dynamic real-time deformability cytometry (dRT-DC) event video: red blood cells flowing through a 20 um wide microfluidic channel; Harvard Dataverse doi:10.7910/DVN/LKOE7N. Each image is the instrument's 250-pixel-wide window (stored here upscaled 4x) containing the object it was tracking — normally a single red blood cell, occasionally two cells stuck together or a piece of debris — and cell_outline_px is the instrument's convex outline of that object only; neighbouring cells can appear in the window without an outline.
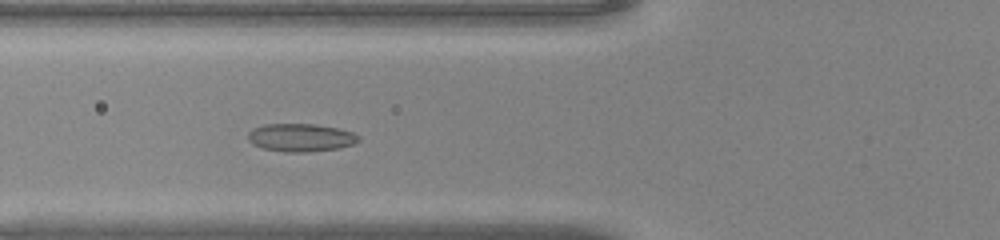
{"species": "common noctule bat (a hibernating species)", "species_latin": "Nyctalus noctula", "temperature_condition": "warm", "stored_images_in_passage": 39, "camera_frame_rate_fps": 3000, "um_per_image_px": 0.085, "animal": {"sex": "male", "body_mass_g": 20.0, "forearm_length_mm": 53.3}, "frame": {"image": 1, "passage_image": 11, "time_ms": 3.333, "image_size_px": [1000, 240], "cell_outline_px": [[360, 140], [352, 144], [340, 148], [304, 152], [284, 152], [264, 148], [252, 144], [248, 140], [248, 132], [252, 128], [264, 124], [316, 124], [340, 128], [352, 132], [360, 136]], "centroid_in_image_um": [25.56, 11.68], "position_along_channel_um": 100.2, "area_um2": 18.15}}
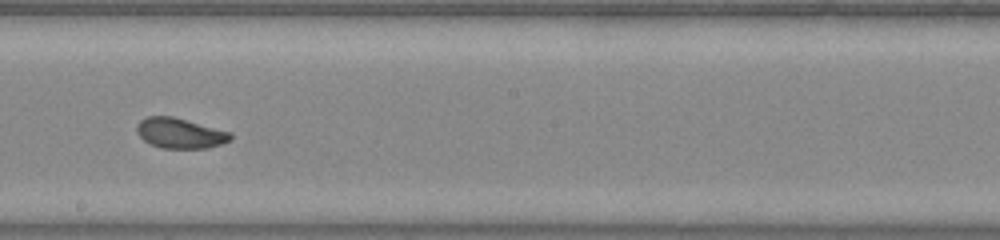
{"frame": {"image": 2, "passage_image": 20, "time_ms": 6.333, "image_size_px": [1000, 240], "cell_outline_px": [[232, 140], [208, 148], [160, 148], [144, 140], [136, 132], [136, 124], [140, 120], [148, 116], [172, 116], [232, 132]], "centroid_in_image_um": [15.31, 11.32], "position_along_channel_um": 232.9, "area_um2": 16.59}}
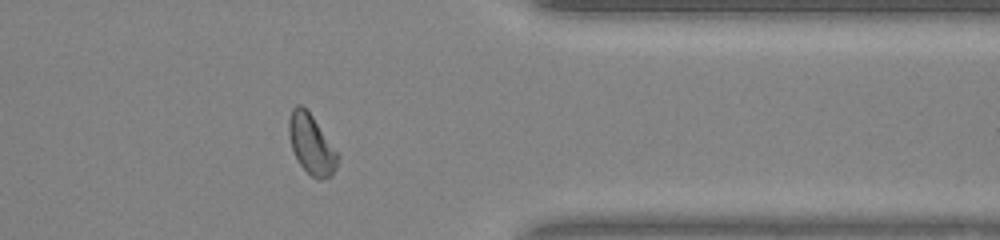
{"frame": {"image": 3, "passage_image": 31, "time_ms": 10.0, "image_size_px": [1000, 240], "cell_outline_px": [[340, 156], [336, 168], [332, 176], [320, 180], [312, 176], [300, 164], [292, 148], [288, 136], [288, 120], [292, 108], [296, 104], [300, 104], [312, 116]], "centroid_in_image_um": [26.46, 12.28], "position_along_channel_um": 384.9, "area_um2": 16.82}}